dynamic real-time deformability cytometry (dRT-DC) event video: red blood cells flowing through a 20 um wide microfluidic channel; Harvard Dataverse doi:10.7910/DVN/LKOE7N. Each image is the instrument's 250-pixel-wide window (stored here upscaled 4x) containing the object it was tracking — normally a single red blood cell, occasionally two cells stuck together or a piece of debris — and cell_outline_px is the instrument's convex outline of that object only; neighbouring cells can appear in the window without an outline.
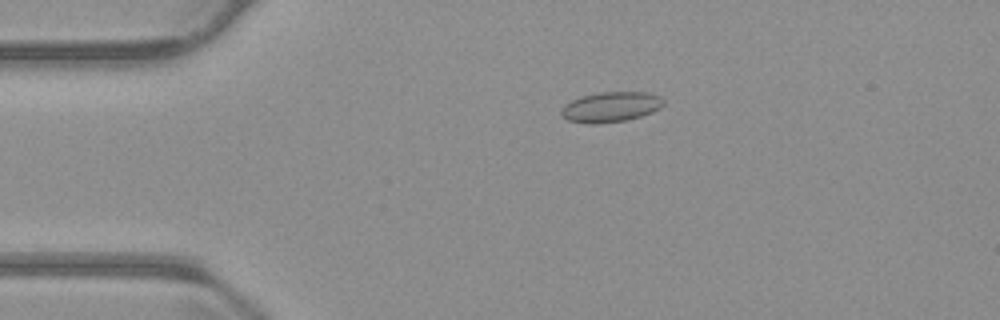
{"species": "common noctule bat (a hibernating species)", "species_latin": "Nyctalus noctula", "temperature_condition": "warm", "stored_images_in_passage": 56, "camera_frame_rate_fps": 3000, "um_per_image_px": 0.085, "animal": {"sex": "male", "body_mass_g": 23.1, "forearm_length_mm": 52.7}, "frame": {"image": 1, "passage_image": 12, "time_ms": 3.667, "image_size_px": [1000, 320], "cell_outline_px": [[664, 104], [660, 108], [652, 112], [640, 116], [624, 120], [596, 124], [588, 124], [568, 120], [560, 112], [564, 104], [580, 96], [600, 92], [648, 92], [660, 96], [664, 100]], "centroid_in_image_um": [51.92, 9.08], "position_along_channel_um": 33.1, "area_um2": 17.98}}
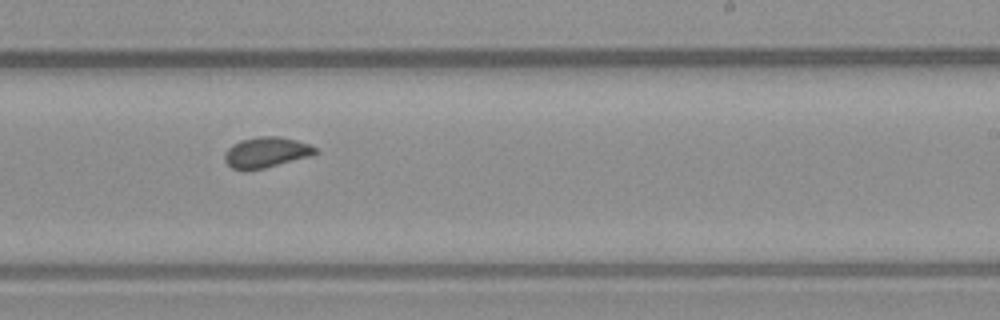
{"frame": {"image": 2, "passage_image": 34, "time_ms": 11.0, "image_size_px": [1000, 320], "cell_outline_px": [[320, 152], [312, 156], [264, 168], [244, 172], [232, 168], [224, 160], [224, 152], [232, 144], [240, 140], [260, 136], [276, 136], [296, 140], [308, 144], [316, 148]], "centroid_in_image_um": [22.61, 12.97], "position_along_channel_um": 266.4, "area_um2": 16.42}}
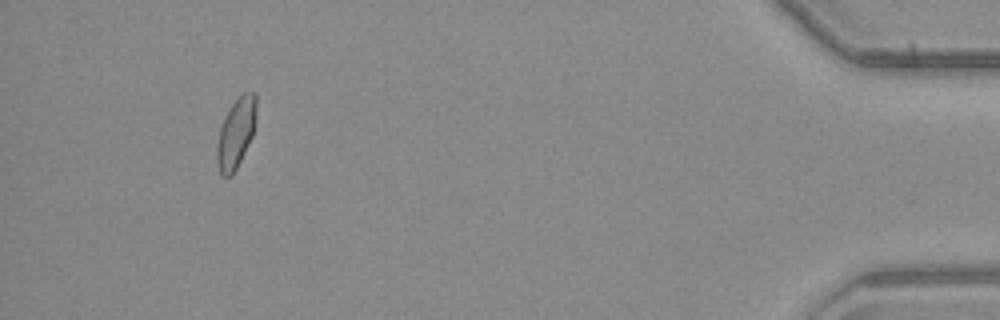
{"frame": {"image": 3, "passage_image": 52, "time_ms": 17.0, "image_size_px": [1000, 320], "cell_outline_px": [[256, 112], [252, 136], [232, 176], [220, 176], [216, 160], [216, 144], [220, 128], [224, 116], [232, 104], [244, 92], [256, 92]], "centroid_in_image_um": [20.03, 11.32], "position_along_channel_um": 415.2, "area_um2": 15.95}, "authors_computed_cell_mechanics": {"area_um2": 16.1262, "velocity_mm_per_s": 3.7292, "shape_relaxation_time_tau1_ms": 6.6784, "shape_relaxation_time_tau2_ms": null, "deformation_change_tau1": 0.1397, "deformation_change_tau2": null}}